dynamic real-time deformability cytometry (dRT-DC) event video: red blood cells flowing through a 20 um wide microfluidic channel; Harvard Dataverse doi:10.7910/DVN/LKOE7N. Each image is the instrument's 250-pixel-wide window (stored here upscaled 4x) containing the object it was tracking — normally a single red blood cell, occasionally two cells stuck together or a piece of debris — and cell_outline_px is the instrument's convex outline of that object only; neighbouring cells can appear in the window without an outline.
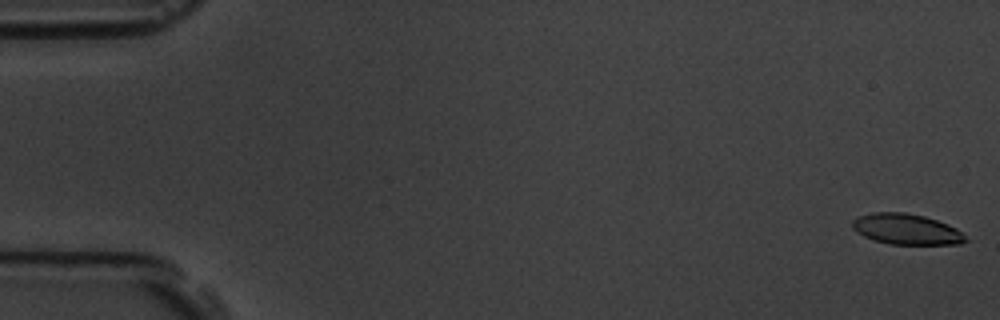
{"species": "common noctule bat (a hibernating species)", "species_latin": "Nyctalus noctula", "temperature_condition": "room temperature", "stored_images_in_passage": 6, "camera_frame_rate_fps": 3000, "um_per_image_px": 0.085, "animal": {"sex": "male", "body_mass_g": 19.5, "forearm_length_mm": 54.6}, "frame": {"image": 1, "passage_image": 1, "time_ms": 0.0, "image_size_px": [1000, 320], "cell_outline_px": [[968, 240], [960, 244], [888, 244], [872, 240], [856, 232], [852, 228], [852, 220], [860, 216], [872, 212], [904, 212], [924, 216], [948, 224], [956, 228]], "centroid_in_image_um": [77.01, 19.48], "position_along_channel_um": 8.0, "area_um2": 20.23}}
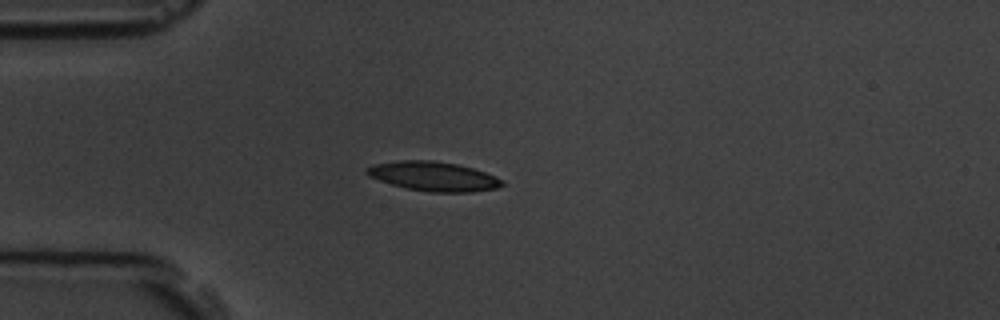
{"frame": {"image": 2, "passage_image": 5, "time_ms": 4.667, "image_size_px": [1000, 320], "cell_outline_px": [[504, 184], [496, 188], [472, 192], [432, 192], [408, 188], [392, 184], [368, 176], [364, 172], [364, 168], [372, 164], [400, 160], [432, 160], [456, 164], [472, 168], [484, 172], [504, 180]], "centroid_in_image_um": [36.81, 14.98], "position_along_channel_um": 48.2, "area_um2": 23.06}}